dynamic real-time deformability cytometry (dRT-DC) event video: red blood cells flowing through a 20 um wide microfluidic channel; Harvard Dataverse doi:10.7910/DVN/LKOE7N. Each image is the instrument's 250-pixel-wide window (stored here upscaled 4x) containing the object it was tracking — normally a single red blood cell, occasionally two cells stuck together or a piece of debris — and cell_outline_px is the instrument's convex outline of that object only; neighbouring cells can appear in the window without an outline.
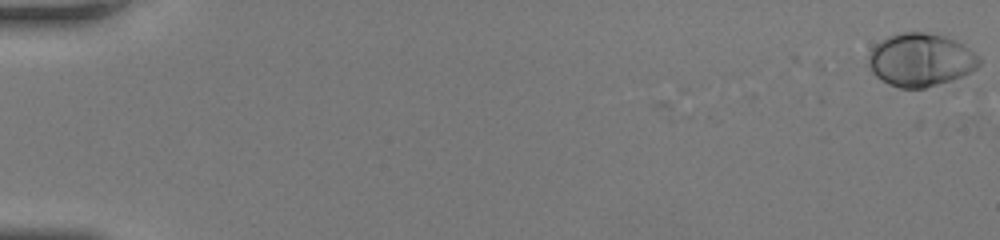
{"species": "human", "species_latin": "Homo sapiens", "temperature_condition": "room temperature", "stored_images_in_passage": 15, "camera_frame_rate_fps": 3000, "um_per_image_px": 0.085, "donor": {"sex": "female"}, "frame": {"image": 1, "passage_image": 1, "time_ms": 0.0, "image_size_px": [1000, 240], "cell_outline_px": [[980, 64], [976, 68], [952, 80], [924, 88], [900, 88], [888, 84], [876, 76], [872, 72], [868, 64], [868, 56], [872, 48], [880, 40], [888, 36], [904, 32], [924, 32], [944, 36], [956, 40], [964, 44], [980, 56]], "centroid_in_image_um": [78.25, 5.08], "position_along_channel_um": 6.8, "area_um2": 34.28}}
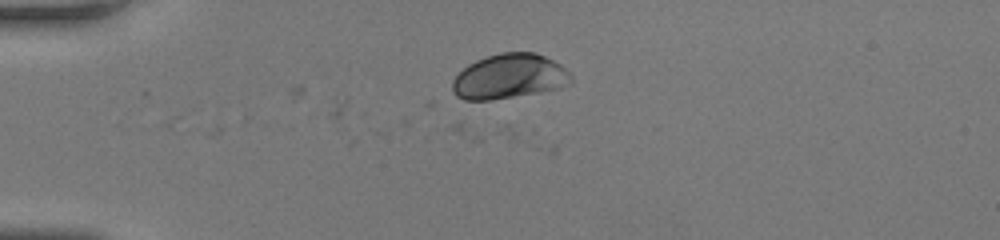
{"frame": {"image": 2, "passage_image": 13, "time_ms": 4.0, "image_size_px": [1000, 240], "cell_outline_px": [[572, 84], [560, 88], [488, 100], [464, 100], [456, 96], [452, 92], [452, 80], [468, 64], [476, 60], [500, 52], [536, 52], [560, 64], [572, 76]], "centroid_in_image_um": [43.28, 6.49], "position_along_channel_um": 41.7, "area_um2": 30.81}}